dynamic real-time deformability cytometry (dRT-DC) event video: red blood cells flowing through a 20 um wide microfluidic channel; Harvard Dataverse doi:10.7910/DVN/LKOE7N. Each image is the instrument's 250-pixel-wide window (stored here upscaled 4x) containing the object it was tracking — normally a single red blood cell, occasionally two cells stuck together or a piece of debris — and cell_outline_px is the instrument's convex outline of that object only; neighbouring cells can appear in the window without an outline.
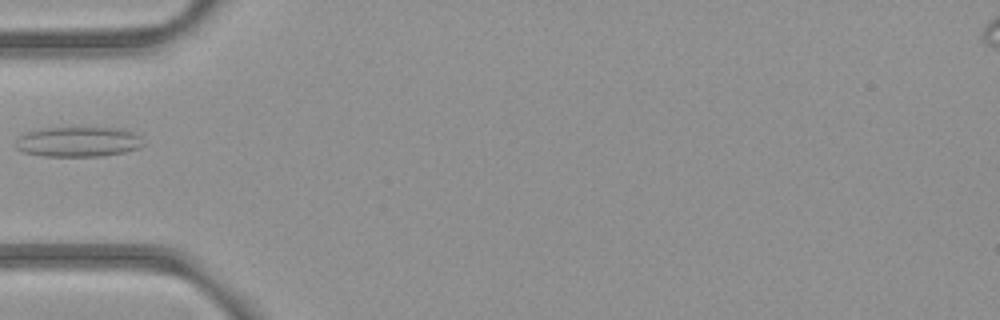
{"species": "common noctule bat (a hibernating species)", "species_latin": "Nyctalus noctula", "temperature_condition": "room temperature", "stored_images_in_passage": 7, "camera_frame_rate_fps": 3000, "um_per_image_px": 0.085, "animal": {"sex": "female", "body_mass_g": 21.9}, "frame": {"image": 1, "passage_image": 6, "time_ms": 5.667, "image_size_px": [1000, 320], "cell_outline_px": [[144, 144], [140, 148], [124, 152], [104, 156], [44, 156], [24, 152], [16, 148], [16, 144], [20, 136], [28, 132], [40, 128], [124, 128], [140, 136]], "centroid_in_image_um": [6.69, 12.05], "position_along_channel_um": 78.3, "area_um2": 22.31}}